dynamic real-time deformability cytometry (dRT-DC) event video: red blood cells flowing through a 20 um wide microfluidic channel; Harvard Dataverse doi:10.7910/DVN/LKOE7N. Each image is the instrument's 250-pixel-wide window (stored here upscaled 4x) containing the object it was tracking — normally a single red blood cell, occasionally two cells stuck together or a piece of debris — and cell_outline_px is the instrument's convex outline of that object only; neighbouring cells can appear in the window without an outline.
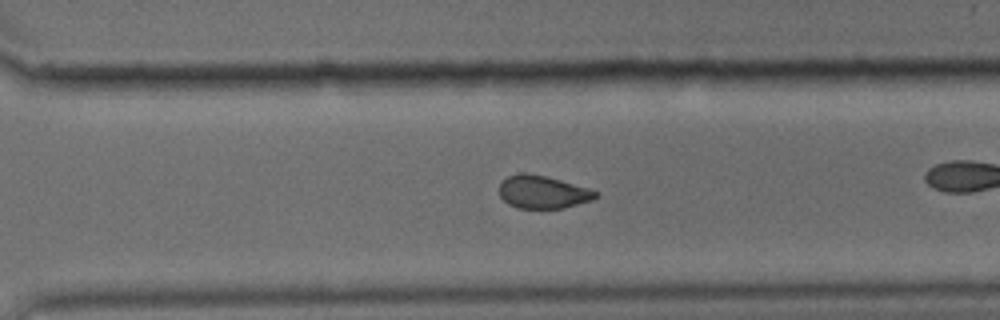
{"species": "common noctule bat (a hibernating species)", "species_latin": "Nyctalus noctula", "temperature_condition": "cold", "stored_images_in_passage": 54, "camera_frame_rate_fps": 3000, "um_per_image_px": 0.085, "animal": {"sex": "male", "body_mass_g": 15.6}, "frame": {"image": 1, "passage_image": 38, "time_ms": 12.333, "image_size_px": [1000, 320], "cell_outline_px": [[600, 196], [592, 200], [564, 208], [516, 208], [508, 204], [500, 196], [500, 184], [508, 176], [520, 172], [524, 172], [544, 176], [592, 188], [600, 192]], "centroid_in_image_um": [46.19, 16.32], "position_along_channel_um": 324.4, "area_um2": 18.61}, "authors_computed_cell_mechanics": {"area_um2": 19.652, "velocity_mm_per_s": 3.7481, "shape_relaxation_time_tau1_ms": 5.6558, "shape_relaxation_time_tau2_ms": 3.6862, "deformation_change_tau1": 0.1158, "deformation_change_tau2": 0.077}}